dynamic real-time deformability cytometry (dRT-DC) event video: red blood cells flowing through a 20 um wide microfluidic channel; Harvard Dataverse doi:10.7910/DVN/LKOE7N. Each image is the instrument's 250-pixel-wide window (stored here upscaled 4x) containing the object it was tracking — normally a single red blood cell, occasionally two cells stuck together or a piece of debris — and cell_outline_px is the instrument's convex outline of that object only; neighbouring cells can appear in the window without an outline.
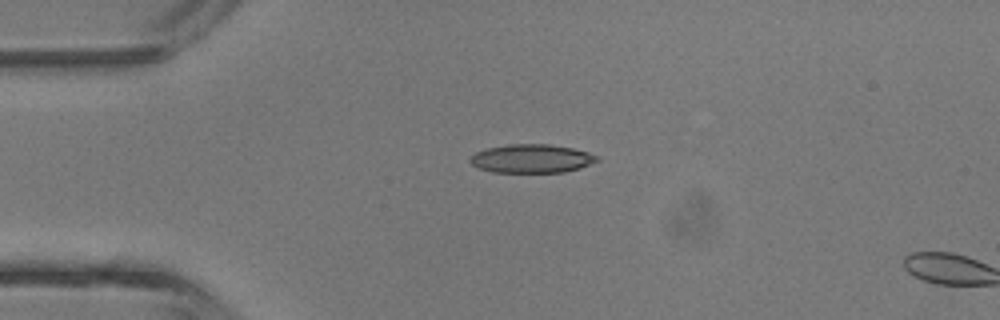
{"species": "common noctule bat (a hibernating species)", "species_latin": "Nyctalus noctula", "temperature_condition": "room temperature", "stored_images_in_passage": 3, "camera_frame_rate_fps": 3000, "um_per_image_px": 0.085, "animal": {"sex": "male", "body_mass_g": 13.3}, "frame": {"image": 1, "passage_image": 2, "time_ms": 2.0, "image_size_px": [1000, 320], "cell_outline_px": [[600, 160], [580, 168], [564, 172], [492, 172], [480, 168], [472, 164], [468, 160], [476, 152], [488, 148], [508, 144], [548, 144], [572, 148], [588, 152], [600, 156]], "centroid_in_image_um": [45.22, 13.48], "position_along_channel_um": 39.8, "area_um2": 21.1}}